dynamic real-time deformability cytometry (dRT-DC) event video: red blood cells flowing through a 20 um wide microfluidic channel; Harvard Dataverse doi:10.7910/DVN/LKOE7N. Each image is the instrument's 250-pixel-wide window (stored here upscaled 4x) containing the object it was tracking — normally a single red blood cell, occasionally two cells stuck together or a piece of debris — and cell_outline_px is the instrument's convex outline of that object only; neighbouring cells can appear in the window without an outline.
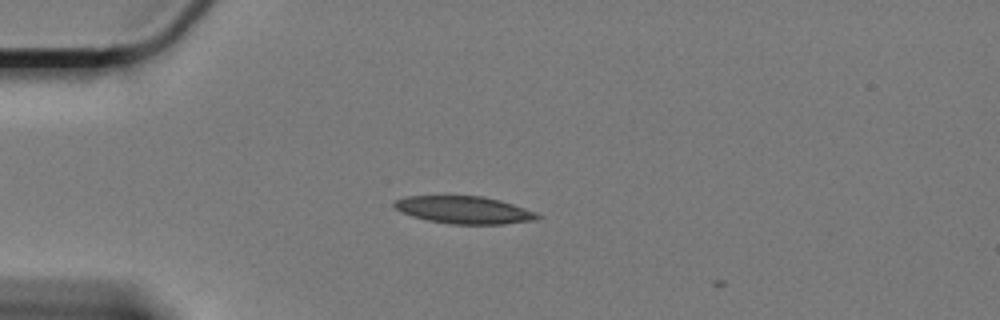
{"species": "Egyptian fruit bat (a non-hibernating species)", "species_latin": "Rousettus aegyptiacus", "temperature_condition": "cold", "stored_images_in_passage": 4, "camera_frame_rate_fps": 3000, "um_per_image_px": 0.085, "animal": {"sex": "female"}, "frame": {"image": 1, "passage_image": 2, "time_ms": 0.333, "image_size_px": [1000, 320], "cell_outline_px": [[544, 216], [536, 220], [504, 224], [448, 224], [428, 220], [412, 216], [400, 212], [392, 204], [396, 200], [404, 196], [484, 196], [500, 200], [536, 212]], "centroid_in_image_um": [39.46, 17.85], "position_along_channel_um": 45.5, "area_um2": 23.0}}